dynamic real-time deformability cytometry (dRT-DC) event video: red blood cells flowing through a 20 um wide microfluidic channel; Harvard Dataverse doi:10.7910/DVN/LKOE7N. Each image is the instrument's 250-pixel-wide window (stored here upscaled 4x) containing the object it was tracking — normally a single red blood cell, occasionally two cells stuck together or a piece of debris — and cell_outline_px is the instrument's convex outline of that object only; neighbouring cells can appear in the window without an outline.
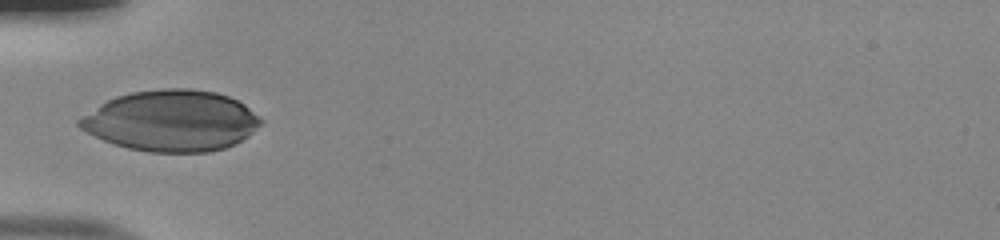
{"species": "human", "species_latin": "Homo sapiens", "temperature_condition": "room temperature", "stored_images_in_passage": 22, "camera_frame_rate_fps": 3000, "um_per_image_px": 0.085, "donor": {"sex": "male"}, "frame": {"image": 1, "passage_image": 1, "time_ms": 0.0, "image_size_px": [1000, 240], "cell_outline_px": [[264, 120], [248, 136], [224, 148], [208, 152], [148, 152], [128, 148], [104, 140], [80, 128], [76, 124], [76, 120], [100, 104], [116, 96], [132, 92], [164, 88], [192, 88], [216, 92], [228, 96], [244, 104]], "centroid_in_image_um": [14.56, 10.25], "position_along_channel_um": 70.4, "area_um2": 64.22}}
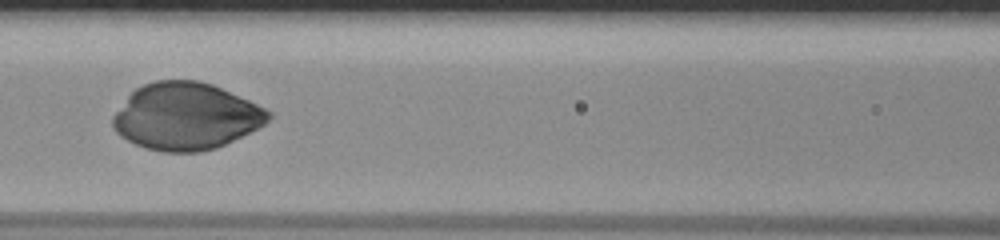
{"frame": {"image": 2, "passage_image": 7, "time_ms": 2.0, "image_size_px": [1000, 240], "cell_outline_px": [[272, 116], [264, 124], [216, 148], [200, 152], [160, 152], [144, 148], [120, 136], [112, 128], [112, 116], [128, 96], [136, 88], [144, 84], [156, 80], [200, 80], [212, 84], [248, 100], [272, 112]], "centroid_in_image_um": [15.76, 9.89], "position_along_channel_um": 150.8, "area_um2": 60.46}}